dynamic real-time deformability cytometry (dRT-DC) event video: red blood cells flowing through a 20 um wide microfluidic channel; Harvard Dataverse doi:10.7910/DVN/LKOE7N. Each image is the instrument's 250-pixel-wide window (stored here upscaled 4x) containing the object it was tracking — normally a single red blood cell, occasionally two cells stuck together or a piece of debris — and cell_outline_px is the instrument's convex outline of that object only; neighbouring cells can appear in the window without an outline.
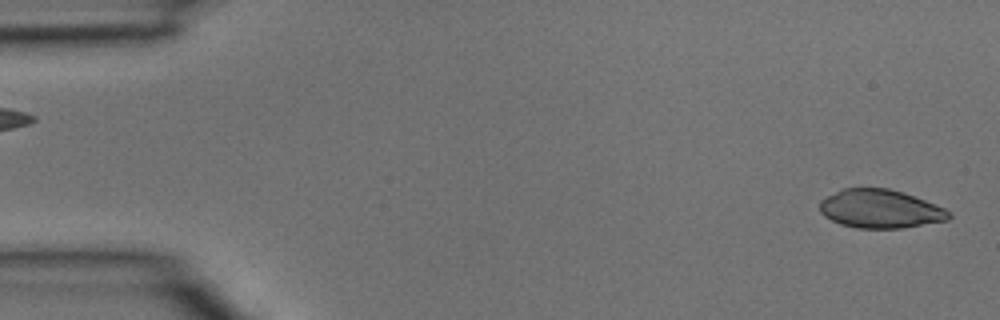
{"species": "common noctule bat (a hibernating species)", "species_latin": "Nyctalus noctula", "temperature_condition": "room temperature", "stored_images_in_passage": 38, "camera_frame_rate_fps": 3000, "um_per_image_px": 0.085, "animal": {"sex": "male", "body_mass_g": 15.6}, "frame": {"image": 1, "passage_image": 1, "time_ms": 0.0, "image_size_px": [1000, 320], "cell_outline_px": [[952, 216], [948, 220], [900, 228], [856, 228], [840, 224], [824, 216], [820, 212], [820, 200], [844, 188], [888, 188], [904, 192], [944, 208]], "centroid_in_image_um": [74.8, 17.75], "position_along_channel_um": 10.2, "area_um2": 28.78}}
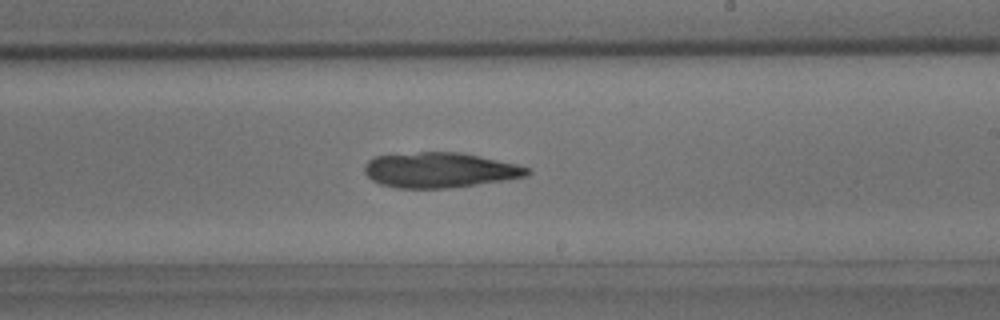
{"frame": {"image": 2, "passage_image": 22, "time_ms": 7.0, "image_size_px": [1000, 320], "cell_outline_px": [[532, 172], [528, 176], [508, 180], [448, 188], [396, 188], [380, 184], [372, 180], [364, 172], [364, 164], [368, 160], [376, 156], [420, 152], [460, 152], [480, 156], [516, 164], [532, 168]], "centroid_in_image_um": [37.41, 14.46], "position_along_channel_um": 251.6, "area_um2": 33.58}}
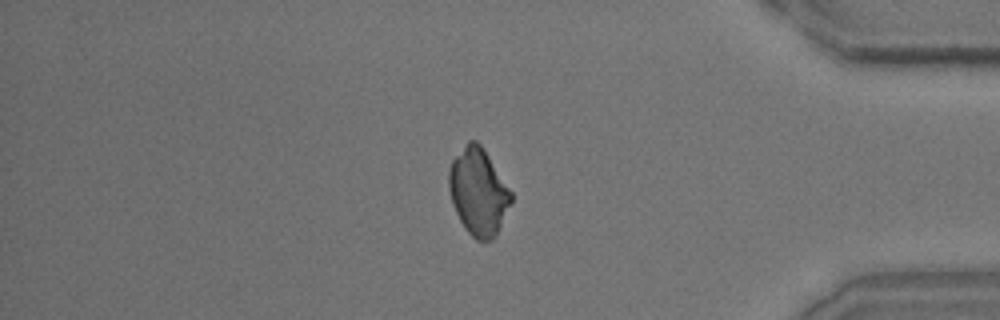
{"frame": {"image": 3, "passage_image": 32, "time_ms": 10.333, "image_size_px": [1000, 320], "cell_outline_px": [[512, 200], [496, 236], [492, 240], [476, 240], [464, 228], [452, 204], [448, 188], [448, 172], [452, 160], [468, 140], [476, 140], [480, 144], [512, 192]], "centroid_in_image_um": [40.64, 16.31], "position_along_channel_um": 394.6, "area_um2": 31.33}}